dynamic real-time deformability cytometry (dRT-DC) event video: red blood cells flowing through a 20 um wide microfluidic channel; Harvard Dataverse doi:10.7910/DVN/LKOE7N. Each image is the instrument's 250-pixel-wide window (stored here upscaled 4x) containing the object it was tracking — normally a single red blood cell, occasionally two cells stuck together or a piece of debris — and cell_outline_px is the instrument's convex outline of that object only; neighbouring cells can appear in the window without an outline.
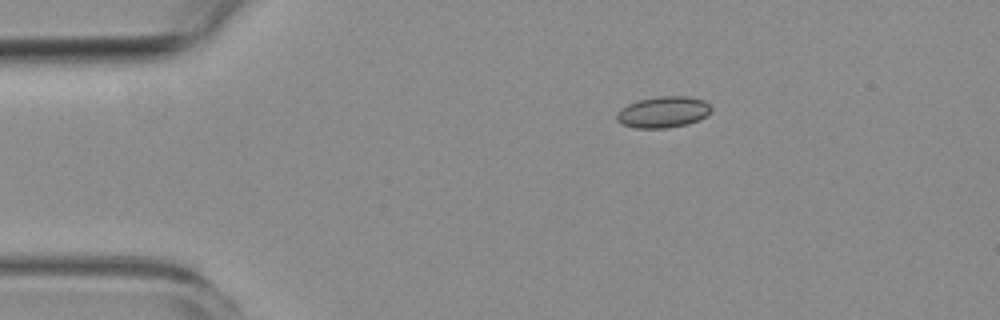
{"species": "common noctule bat (a hibernating species)", "species_latin": "Nyctalus noctula", "temperature_condition": "room temperature", "stored_images_in_passage": 4, "camera_frame_rate_fps": 3000, "um_per_image_px": 0.085, "animal": {"sex": "female", "body_mass_g": 19.3, "forearm_length_mm": 54.1}, "frame": {"image": 1, "passage_image": 1, "time_ms": 0.0, "image_size_px": [1000, 320], "cell_outline_px": [[712, 112], [700, 120], [688, 124], [668, 128], [636, 128], [620, 124], [616, 120], [616, 112], [620, 108], [628, 104], [640, 100], [660, 96], [688, 96], [704, 100], [712, 108]], "centroid_in_image_um": [56.37, 9.53], "position_along_channel_um": 28.6, "area_um2": 17.46}}
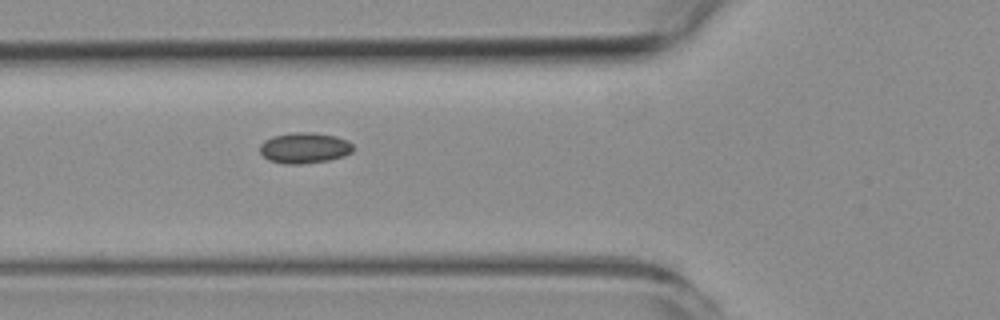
{"frame": {"image": 2, "passage_image": 4, "time_ms": 3.333, "image_size_px": [1000, 320], "cell_outline_px": [[352, 152], [344, 156], [328, 160], [300, 164], [284, 164], [268, 160], [260, 152], [260, 144], [264, 140], [272, 136], [292, 132], [312, 132], [336, 136], [348, 140], [352, 144]], "centroid_in_image_um": [25.86, 12.56], "position_along_channel_um": 99.9, "area_um2": 16.82}}